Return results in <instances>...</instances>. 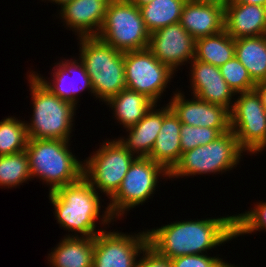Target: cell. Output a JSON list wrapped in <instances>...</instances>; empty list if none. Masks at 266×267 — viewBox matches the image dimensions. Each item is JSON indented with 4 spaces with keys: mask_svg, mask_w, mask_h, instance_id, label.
<instances>
[{
    "mask_svg": "<svg viewBox=\"0 0 266 267\" xmlns=\"http://www.w3.org/2000/svg\"><path fill=\"white\" fill-rule=\"evenodd\" d=\"M229 130H231V128H209L189 126L181 123L180 146L182 153L192 150L200 145L209 144L222 133Z\"/></svg>",
    "mask_w": 266,
    "mask_h": 267,
    "instance_id": "obj_29",
    "label": "cell"
},
{
    "mask_svg": "<svg viewBox=\"0 0 266 267\" xmlns=\"http://www.w3.org/2000/svg\"><path fill=\"white\" fill-rule=\"evenodd\" d=\"M69 141L59 139H28L26 153L32 178L46 183L49 192L77 182L83 177L84 163L69 149Z\"/></svg>",
    "mask_w": 266,
    "mask_h": 267,
    "instance_id": "obj_3",
    "label": "cell"
},
{
    "mask_svg": "<svg viewBox=\"0 0 266 267\" xmlns=\"http://www.w3.org/2000/svg\"><path fill=\"white\" fill-rule=\"evenodd\" d=\"M94 237L66 236L48 255L52 267H93Z\"/></svg>",
    "mask_w": 266,
    "mask_h": 267,
    "instance_id": "obj_22",
    "label": "cell"
},
{
    "mask_svg": "<svg viewBox=\"0 0 266 267\" xmlns=\"http://www.w3.org/2000/svg\"><path fill=\"white\" fill-rule=\"evenodd\" d=\"M181 122L167 104L163 106V121L159 134L148 158L162 165L170 172L179 162Z\"/></svg>",
    "mask_w": 266,
    "mask_h": 267,
    "instance_id": "obj_20",
    "label": "cell"
},
{
    "mask_svg": "<svg viewBox=\"0 0 266 267\" xmlns=\"http://www.w3.org/2000/svg\"><path fill=\"white\" fill-rule=\"evenodd\" d=\"M111 0H73L60 10L66 26L77 32L79 37L97 36L105 19ZM95 28V29H94Z\"/></svg>",
    "mask_w": 266,
    "mask_h": 267,
    "instance_id": "obj_18",
    "label": "cell"
},
{
    "mask_svg": "<svg viewBox=\"0 0 266 267\" xmlns=\"http://www.w3.org/2000/svg\"><path fill=\"white\" fill-rule=\"evenodd\" d=\"M263 37L265 38V40H266V31H265V33L263 34Z\"/></svg>",
    "mask_w": 266,
    "mask_h": 267,
    "instance_id": "obj_38",
    "label": "cell"
},
{
    "mask_svg": "<svg viewBox=\"0 0 266 267\" xmlns=\"http://www.w3.org/2000/svg\"><path fill=\"white\" fill-rule=\"evenodd\" d=\"M162 174V175H161ZM169 177V172L159 163L148 157H137L131 164L117 192L110 198V203L102 214L103 226L114 218L123 216L135 206L142 205L156 190L159 177Z\"/></svg>",
    "mask_w": 266,
    "mask_h": 267,
    "instance_id": "obj_6",
    "label": "cell"
},
{
    "mask_svg": "<svg viewBox=\"0 0 266 267\" xmlns=\"http://www.w3.org/2000/svg\"><path fill=\"white\" fill-rule=\"evenodd\" d=\"M236 3L260 5L266 7V0H233Z\"/></svg>",
    "mask_w": 266,
    "mask_h": 267,
    "instance_id": "obj_35",
    "label": "cell"
},
{
    "mask_svg": "<svg viewBox=\"0 0 266 267\" xmlns=\"http://www.w3.org/2000/svg\"><path fill=\"white\" fill-rule=\"evenodd\" d=\"M190 65L191 89L193 96L199 99L232 109V97L236 94L224 80L220 68L209 63L193 59Z\"/></svg>",
    "mask_w": 266,
    "mask_h": 267,
    "instance_id": "obj_15",
    "label": "cell"
},
{
    "mask_svg": "<svg viewBox=\"0 0 266 267\" xmlns=\"http://www.w3.org/2000/svg\"><path fill=\"white\" fill-rule=\"evenodd\" d=\"M230 110V127L241 149L261 153L266 148V110L255 89L238 93Z\"/></svg>",
    "mask_w": 266,
    "mask_h": 267,
    "instance_id": "obj_10",
    "label": "cell"
},
{
    "mask_svg": "<svg viewBox=\"0 0 266 267\" xmlns=\"http://www.w3.org/2000/svg\"><path fill=\"white\" fill-rule=\"evenodd\" d=\"M219 68L224 80L236 95L255 88L256 83L252 80L248 70L242 65L236 56L221 65Z\"/></svg>",
    "mask_w": 266,
    "mask_h": 267,
    "instance_id": "obj_30",
    "label": "cell"
},
{
    "mask_svg": "<svg viewBox=\"0 0 266 267\" xmlns=\"http://www.w3.org/2000/svg\"><path fill=\"white\" fill-rule=\"evenodd\" d=\"M243 152L235 134L229 130L209 144L182 153L179 162L169 172V178L232 170L241 160Z\"/></svg>",
    "mask_w": 266,
    "mask_h": 267,
    "instance_id": "obj_7",
    "label": "cell"
},
{
    "mask_svg": "<svg viewBox=\"0 0 266 267\" xmlns=\"http://www.w3.org/2000/svg\"><path fill=\"white\" fill-rule=\"evenodd\" d=\"M235 56V40L223 30L195 40L194 59L220 67Z\"/></svg>",
    "mask_w": 266,
    "mask_h": 267,
    "instance_id": "obj_25",
    "label": "cell"
},
{
    "mask_svg": "<svg viewBox=\"0 0 266 267\" xmlns=\"http://www.w3.org/2000/svg\"><path fill=\"white\" fill-rule=\"evenodd\" d=\"M172 267H237L219 257L204 254L184 255L171 259Z\"/></svg>",
    "mask_w": 266,
    "mask_h": 267,
    "instance_id": "obj_32",
    "label": "cell"
},
{
    "mask_svg": "<svg viewBox=\"0 0 266 267\" xmlns=\"http://www.w3.org/2000/svg\"><path fill=\"white\" fill-rule=\"evenodd\" d=\"M31 73L28 81L34 105L31 123L25 122L28 139L69 141L77 106L51 93Z\"/></svg>",
    "mask_w": 266,
    "mask_h": 267,
    "instance_id": "obj_5",
    "label": "cell"
},
{
    "mask_svg": "<svg viewBox=\"0 0 266 267\" xmlns=\"http://www.w3.org/2000/svg\"><path fill=\"white\" fill-rule=\"evenodd\" d=\"M133 4L137 5L138 7L143 6V5H147L151 2H153L154 0H130Z\"/></svg>",
    "mask_w": 266,
    "mask_h": 267,
    "instance_id": "obj_36",
    "label": "cell"
},
{
    "mask_svg": "<svg viewBox=\"0 0 266 267\" xmlns=\"http://www.w3.org/2000/svg\"><path fill=\"white\" fill-rule=\"evenodd\" d=\"M235 56L255 83L266 81V40L263 35L235 39Z\"/></svg>",
    "mask_w": 266,
    "mask_h": 267,
    "instance_id": "obj_24",
    "label": "cell"
},
{
    "mask_svg": "<svg viewBox=\"0 0 266 267\" xmlns=\"http://www.w3.org/2000/svg\"><path fill=\"white\" fill-rule=\"evenodd\" d=\"M80 56L91 79L94 96L106 102L126 88L124 52L97 36L79 37Z\"/></svg>",
    "mask_w": 266,
    "mask_h": 267,
    "instance_id": "obj_4",
    "label": "cell"
},
{
    "mask_svg": "<svg viewBox=\"0 0 266 267\" xmlns=\"http://www.w3.org/2000/svg\"><path fill=\"white\" fill-rule=\"evenodd\" d=\"M124 63L126 88L146 95L157 104L175 72L148 48L124 52Z\"/></svg>",
    "mask_w": 266,
    "mask_h": 267,
    "instance_id": "obj_11",
    "label": "cell"
},
{
    "mask_svg": "<svg viewBox=\"0 0 266 267\" xmlns=\"http://www.w3.org/2000/svg\"><path fill=\"white\" fill-rule=\"evenodd\" d=\"M224 3L214 0H187L180 23L195 39L211 36L224 30Z\"/></svg>",
    "mask_w": 266,
    "mask_h": 267,
    "instance_id": "obj_16",
    "label": "cell"
},
{
    "mask_svg": "<svg viewBox=\"0 0 266 267\" xmlns=\"http://www.w3.org/2000/svg\"><path fill=\"white\" fill-rule=\"evenodd\" d=\"M154 104L135 125L126 128L128 137H120V143L136 157H149L163 121V107L155 109Z\"/></svg>",
    "mask_w": 266,
    "mask_h": 267,
    "instance_id": "obj_21",
    "label": "cell"
},
{
    "mask_svg": "<svg viewBox=\"0 0 266 267\" xmlns=\"http://www.w3.org/2000/svg\"><path fill=\"white\" fill-rule=\"evenodd\" d=\"M148 245L166 258L207 253L235 237V215L177 221L147 230Z\"/></svg>",
    "mask_w": 266,
    "mask_h": 267,
    "instance_id": "obj_1",
    "label": "cell"
},
{
    "mask_svg": "<svg viewBox=\"0 0 266 267\" xmlns=\"http://www.w3.org/2000/svg\"><path fill=\"white\" fill-rule=\"evenodd\" d=\"M31 178L26 151L0 156V186L14 188Z\"/></svg>",
    "mask_w": 266,
    "mask_h": 267,
    "instance_id": "obj_27",
    "label": "cell"
},
{
    "mask_svg": "<svg viewBox=\"0 0 266 267\" xmlns=\"http://www.w3.org/2000/svg\"><path fill=\"white\" fill-rule=\"evenodd\" d=\"M105 103L114 109L115 120L117 119L125 129L137 124L155 104L146 95L127 88L109 98Z\"/></svg>",
    "mask_w": 266,
    "mask_h": 267,
    "instance_id": "obj_23",
    "label": "cell"
},
{
    "mask_svg": "<svg viewBox=\"0 0 266 267\" xmlns=\"http://www.w3.org/2000/svg\"><path fill=\"white\" fill-rule=\"evenodd\" d=\"M224 30L235 40L242 37L262 36L266 31V7L236 3H224Z\"/></svg>",
    "mask_w": 266,
    "mask_h": 267,
    "instance_id": "obj_19",
    "label": "cell"
},
{
    "mask_svg": "<svg viewBox=\"0 0 266 267\" xmlns=\"http://www.w3.org/2000/svg\"><path fill=\"white\" fill-rule=\"evenodd\" d=\"M50 2H54L58 5H60V7H62L65 3L73 1V0H48Z\"/></svg>",
    "mask_w": 266,
    "mask_h": 267,
    "instance_id": "obj_37",
    "label": "cell"
},
{
    "mask_svg": "<svg viewBox=\"0 0 266 267\" xmlns=\"http://www.w3.org/2000/svg\"><path fill=\"white\" fill-rule=\"evenodd\" d=\"M27 141L25 121L12 116L0 121V156L24 151Z\"/></svg>",
    "mask_w": 266,
    "mask_h": 267,
    "instance_id": "obj_28",
    "label": "cell"
},
{
    "mask_svg": "<svg viewBox=\"0 0 266 267\" xmlns=\"http://www.w3.org/2000/svg\"><path fill=\"white\" fill-rule=\"evenodd\" d=\"M98 38L121 52L148 48L150 32L140 8L130 0H111Z\"/></svg>",
    "mask_w": 266,
    "mask_h": 267,
    "instance_id": "obj_8",
    "label": "cell"
},
{
    "mask_svg": "<svg viewBox=\"0 0 266 267\" xmlns=\"http://www.w3.org/2000/svg\"><path fill=\"white\" fill-rule=\"evenodd\" d=\"M95 152L84 160L83 177L110 199L137 157L118 139L105 141Z\"/></svg>",
    "mask_w": 266,
    "mask_h": 267,
    "instance_id": "obj_9",
    "label": "cell"
},
{
    "mask_svg": "<svg viewBox=\"0 0 266 267\" xmlns=\"http://www.w3.org/2000/svg\"><path fill=\"white\" fill-rule=\"evenodd\" d=\"M148 49L172 71L195 57V39L180 22L160 28L150 34Z\"/></svg>",
    "mask_w": 266,
    "mask_h": 267,
    "instance_id": "obj_13",
    "label": "cell"
},
{
    "mask_svg": "<svg viewBox=\"0 0 266 267\" xmlns=\"http://www.w3.org/2000/svg\"><path fill=\"white\" fill-rule=\"evenodd\" d=\"M147 245V231L126 235L104 230L94 237L93 267H135Z\"/></svg>",
    "mask_w": 266,
    "mask_h": 267,
    "instance_id": "obj_12",
    "label": "cell"
},
{
    "mask_svg": "<svg viewBox=\"0 0 266 267\" xmlns=\"http://www.w3.org/2000/svg\"><path fill=\"white\" fill-rule=\"evenodd\" d=\"M187 0H154L140 6L141 15L150 34L170 24L178 23Z\"/></svg>",
    "mask_w": 266,
    "mask_h": 267,
    "instance_id": "obj_26",
    "label": "cell"
},
{
    "mask_svg": "<svg viewBox=\"0 0 266 267\" xmlns=\"http://www.w3.org/2000/svg\"><path fill=\"white\" fill-rule=\"evenodd\" d=\"M135 267H172L171 259L158 254L152 247L147 245L141 252Z\"/></svg>",
    "mask_w": 266,
    "mask_h": 267,
    "instance_id": "obj_33",
    "label": "cell"
},
{
    "mask_svg": "<svg viewBox=\"0 0 266 267\" xmlns=\"http://www.w3.org/2000/svg\"><path fill=\"white\" fill-rule=\"evenodd\" d=\"M184 97L185 95L178 91L168 103L181 123L189 126L231 128L230 111L227 108L205 102L196 96L192 97V100Z\"/></svg>",
    "mask_w": 266,
    "mask_h": 267,
    "instance_id": "obj_14",
    "label": "cell"
},
{
    "mask_svg": "<svg viewBox=\"0 0 266 267\" xmlns=\"http://www.w3.org/2000/svg\"><path fill=\"white\" fill-rule=\"evenodd\" d=\"M72 60L73 59H71L70 61L65 59V61H60L59 63H57L55 65L56 68L53 67L55 72H53L52 74L53 80H51V82L47 81L44 77H41V74L38 75V73L36 72H33V75L51 93L55 94L60 99L68 101L76 106L79 100V92H82L86 89L90 90L91 94L94 95V93L91 79L87 74L83 63L79 61V59H74L73 61Z\"/></svg>",
    "mask_w": 266,
    "mask_h": 267,
    "instance_id": "obj_17",
    "label": "cell"
},
{
    "mask_svg": "<svg viewBox=\"0 0 266 267\" xmlns=\"http://www.w3.org/2000/svg\"><path fill=\"white\" fill-rule=\"evenodd\" d=\"M260 229L266 231V202L260 201L250 211L235 215V237Z\"/></svg>",
    "mask_w": 266,
    "mask_h": 267,
    "instance_id": "obj_31",
    "label": "cell"
},
{
    "mask_svg": "<svg viewBox=\"0 0 266 267\" xmlns=\"http://www.w3.org/2000/svg\"><path fill=\"white\" fill-rule=\"evenodd\" d=\"M254 89L259 94V96L261 98V101H262V105L266 110V81H262V82L256 83Z\"/></svg>",
    "mask_w": 266,
    "mask_h": 267,
    "instance_id": "obj_34",
    "label": "cell"
},
{
    "mask_svg": "<svg viewBox=\"0 0 266 267\" xmlns=\"http://www.w3.org/2000/svg\"><path fill=\"white\" fill-rule=\"evenodd\" d=\"M96 189L82 177L75 183L59 187L49 192V200L54 206L57 223L64 230L76 234L66 236L95 237L104 231H95L96 220L100 218L101 202Z\"/></svg>",
    "mask_w": 266,
    "mask_h": 267,
    "instance_id": "obj_2",
    "label": "cell"
}]
</instances>
